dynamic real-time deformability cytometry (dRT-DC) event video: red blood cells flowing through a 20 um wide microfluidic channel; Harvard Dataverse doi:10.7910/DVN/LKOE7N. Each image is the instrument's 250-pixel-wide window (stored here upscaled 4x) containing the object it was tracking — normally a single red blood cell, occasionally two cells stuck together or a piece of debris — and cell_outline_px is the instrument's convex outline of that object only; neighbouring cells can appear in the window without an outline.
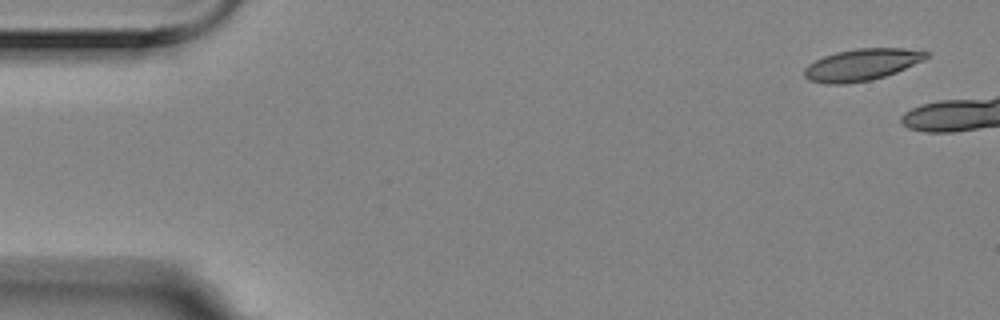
{"species": "Egyptian fruit bat (a non-hibernating species)", "species_latin": "Rousettus aegyptiacus", "temperature_condition": "room temperature", "stored_images_in_passage": 4, "camera_frame_rate_fps": 3000, "um_per_image_px": 0.085, "animal": {"sex": "female"}, "frame": {"image": 1, "passage_image": 1, "time_ms": 0.0, "image_size_px": [1000, 320], "cell_outline_px": [[928, 56], [924, 60], [896, 72], [872, 80], [844, 84], [828, 84], [808, 80], [804, 76], [804, 68], [808, 64], [824, 56], [836, 52], [856, 48], [904, 48], [928, 52]], "centroid_in_image_um": [73.22, 5.5], "position_along_channel_um": 11.8, "area_um2": 22.54}}